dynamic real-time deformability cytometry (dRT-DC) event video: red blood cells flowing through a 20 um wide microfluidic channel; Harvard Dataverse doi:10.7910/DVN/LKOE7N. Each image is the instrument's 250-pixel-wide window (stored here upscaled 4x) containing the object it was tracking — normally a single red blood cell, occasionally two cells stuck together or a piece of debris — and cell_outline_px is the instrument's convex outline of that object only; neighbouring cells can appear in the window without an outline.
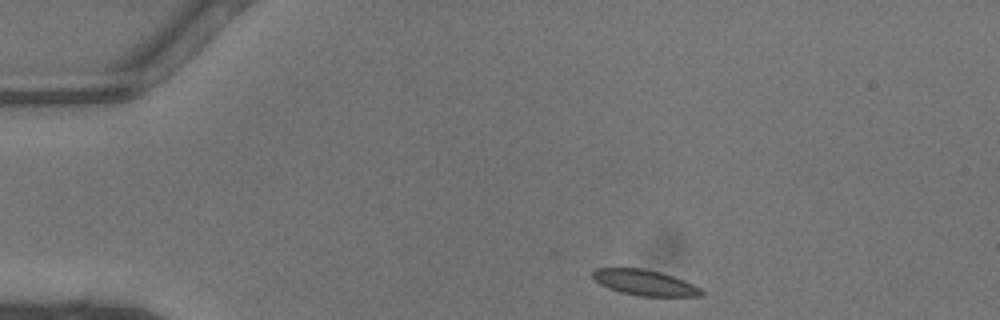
{"species": "common noctule bat (a hibernating species)", "species_latin": "Nyctalus noctula", "temperature_condition": "warm", "stored_images_in_passage": 31, "camera_frame_rate_fps": 3000, "um_per_image_px": 0.085, "animal": {"sex": "male", "body_mass_g": 13.3}, "frame": {"image": 1, "passage_image": 1, "time_ms": 0.0, "image_size_px": [1000, 320], "cell_outline_px": [[704, 292], [700, 296], [640, 296], [620, 292], [608, 288], [600, 284], [592, 276], [592, 272], [596, 268], [644, 268], [660, 272], [684, 280], [700, 288]], "centroid_in_image_um": [54.78, 24.02], "position_along_channel_um": 30.2, "area_um2": 16.13}}
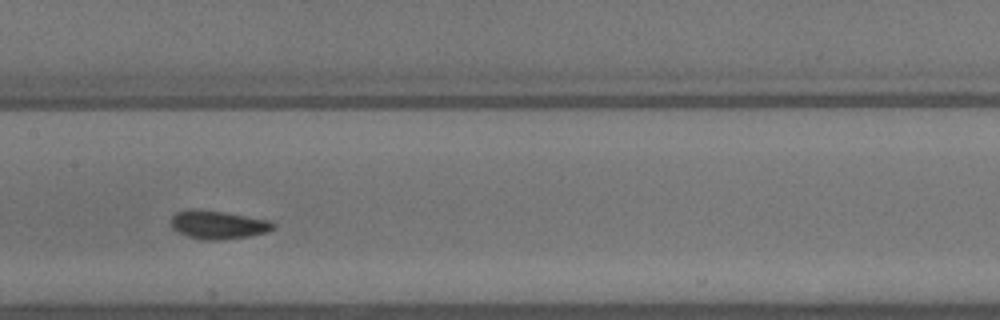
{"frame": {"image": 2, "passage_image": 16, "time_ms": 5.0, "image_size_px": [1000, 320], "cell_outline_px": [[276, 228], [268, 232], [252, 236], [216, 240], [204, 240], [184, 236], [176, 232], [172, 228], [172, 216], [176, 212], [188, 208], [200, 208], [272, 220], [276, 224]], "centroid_in_image_um": [18.55, 19.09], "position_along_channel_um": 188.9, "area_um2": 17.46}}
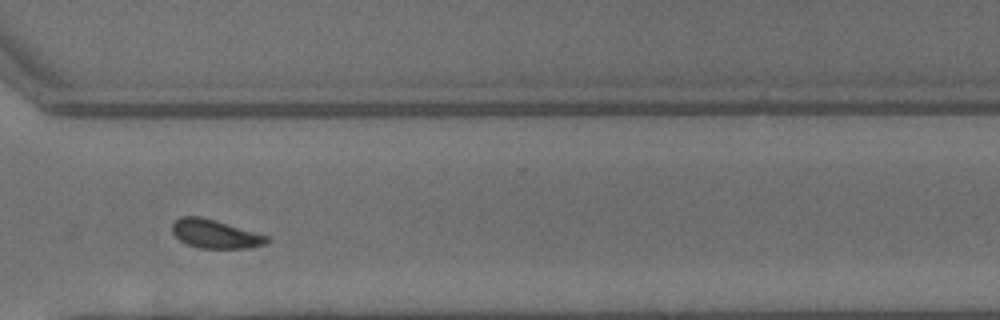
{"frame": {"image": 3, "passage_image": 27, "time_ms": 8.667, "image_size_px": [1000, 320], "cell_outline_px": [[272, 240], [264, 244], [252, 248], [200, 248], [188, 244], [180, 240], [172, 232], [172, 224], [180, 216], [200, 216], [216, 220], [268, 236]], "centroid_in_image_um": [18.3, 19.88], "position_along_channel_um": 352.3, "area_um2": 15.78}, "authors_computed_cell_mechanics": {"area_um2": 16.4152, "velocity_mm_per_s": 4.4603, "shape_relaxation_time_tau1_ms": 1.6222, "shape_relaxation_time_tau2_ms": null, "deformation_change_tau1": 0.0813, "deformation_change_tau2": null}}